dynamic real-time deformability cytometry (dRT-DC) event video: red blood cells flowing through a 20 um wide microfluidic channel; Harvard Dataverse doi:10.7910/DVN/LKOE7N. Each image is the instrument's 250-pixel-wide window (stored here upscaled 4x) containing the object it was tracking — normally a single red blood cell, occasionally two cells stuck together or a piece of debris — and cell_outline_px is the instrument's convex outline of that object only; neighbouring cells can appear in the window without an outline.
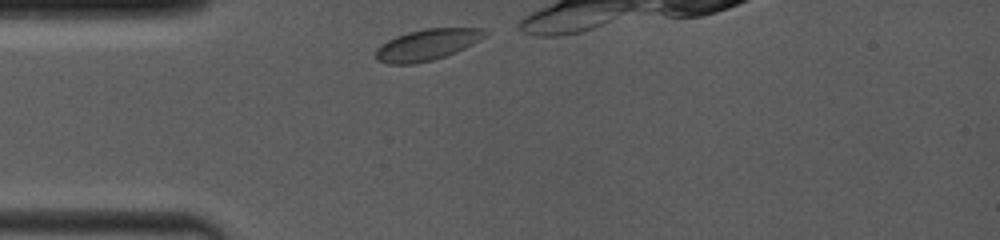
{"species": "common noctule bat (a hibernating species)", "species_latin": "Nyctalus noctula", "temperature_condition": "room temperature", "stored_images_in_passage": 9, "camera_frame_rate_fps": 4000, "um_per_image_px": 0.085, "animal": {"sex": "female", "body_mass_g": 19.0, "forearm_length_mm": 53.3}, "frame": {"image": 1, "passage_image": 1, "time_ms": 0.0, "image_size_px": [1000, 240], "cell_outline_px": [[492, 32], [480, 40], [456, 52], [432, 60], [416, 64], [388, 64], [376, 60], [376, 48], [380, 44], [396, 36], [408, 32], [424, 28], [488, 28]], "centroid_in_image_um": [36.34, 3.79], "position_along_channel_um": 48.7, "area_um2": 20.11}}
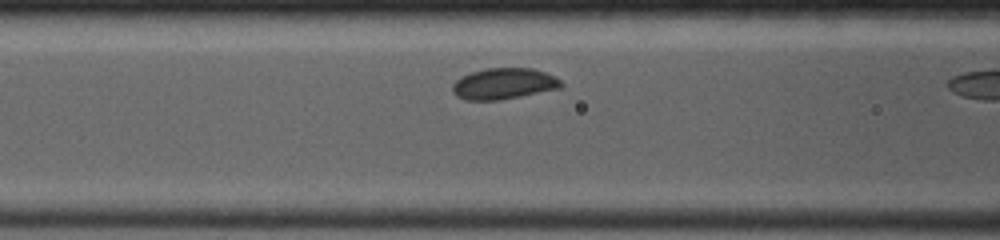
{"frame": {"image": 2, "passage_image": 8, "time_ms": 2.25, "image_size_px": [1000, 240], "cell_outline_px": [[564, 84], [560, 88], [500, 100], [464, 100], [456, 96], [452, 92], [452, 84], [456, 80], [472, 72], [484, 68], [532, 68], [544, 72], [560, 80]], "centroid_in_image_um": [42.79, 7.12], "position_along_channel_um": 123.8, "area_um2": 19.59}}